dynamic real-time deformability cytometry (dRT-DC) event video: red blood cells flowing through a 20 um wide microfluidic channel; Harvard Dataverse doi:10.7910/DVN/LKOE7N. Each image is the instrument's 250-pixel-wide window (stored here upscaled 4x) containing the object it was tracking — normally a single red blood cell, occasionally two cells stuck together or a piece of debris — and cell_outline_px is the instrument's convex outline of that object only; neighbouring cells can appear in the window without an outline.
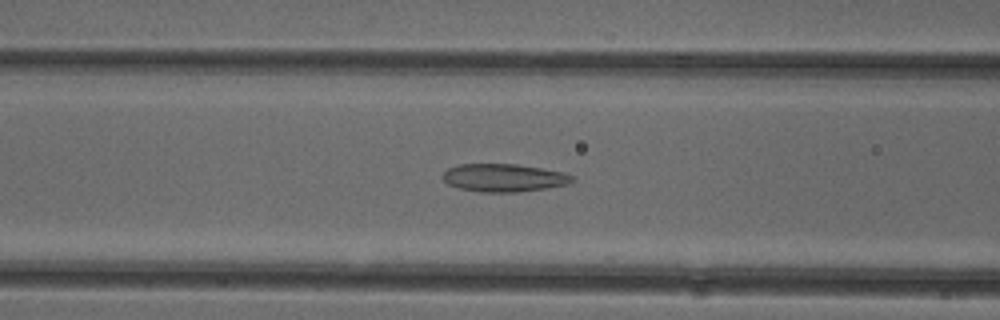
{"species": "common noctule bat (a hibernating species)", "species_latin": "Nyctalus noctula", "temperature_condition": "cold", "stored_images_in_passage": 37, "camera_frame_rate_fps": 3000, "um_per_image_px": 0.085, "animal": {"sex": "female"}, "frame": {"image": 1, "passage_image": 6, "time_ms": 1.667, "image_size_px": [1000, 320], "cell_outline_px": [[576, 180], [568, 184], [544, 188], [516, 192], [480, 192], [460, 188], [448, 184], [444, 180], [444, 172], [448, 168], [460, 164], [516, 164], [564, 172], [576, 176]], "centroid_in_image_um": [42.87, 15.11], "position_along_channel_um": 123.7, "area_um2": 20.98}}
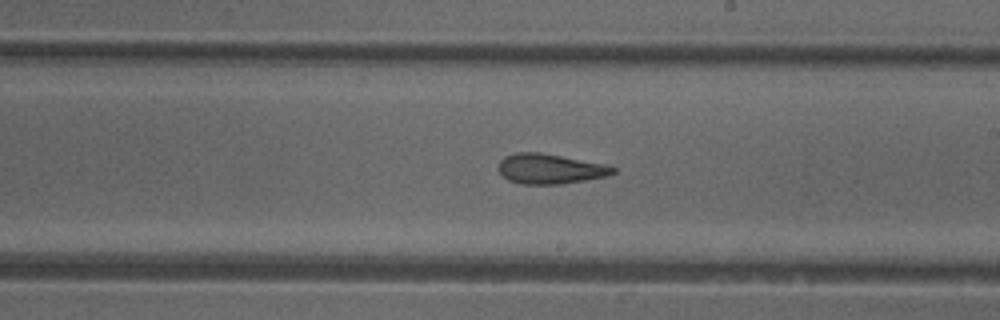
{"frame": {"image": 2, "passage_image": 15, "time_ms": 4.667, "image_size_px": [1000, 320], "cell_outline_px": [[616, 172], [608, 176], [560, 184], [520, 184], [508, 180], [496, 168], [500, 160], [504, 156], [516, 152], [540, 152], [604, 164], [616, 168]], "centroid_in_image_um": [46.71, 14.35], "position_along_channel_um": 242.3, "area_um2": 20.06}}
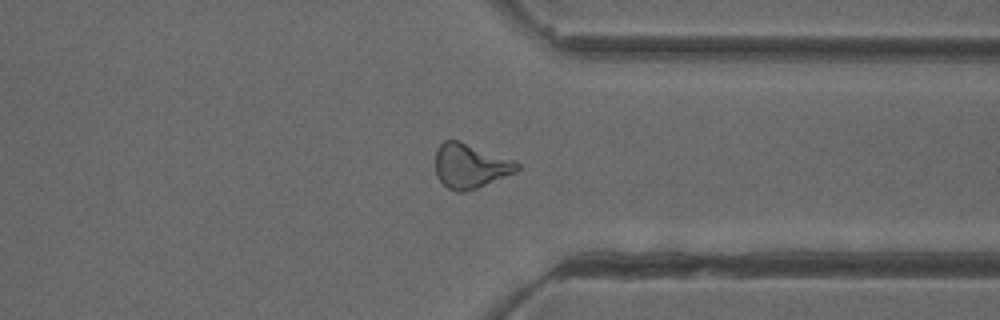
{"frame": {"image": 3, "passage_image": 25, "time_ms": 8.0, "image_size_px": [1000, 320], "cell_outline_px": [[520, 168], [516, 172], [476, 188], [464, 192], [456, 192], [448, 188], [440, 180], [436, 172], [436, 152], [440, 144], [444, 140], [460, 140], [512, 160], [520, 164]], "centroid_in_image_um": [39.96, 14.1], "position_along_channel_um": 371.4, "area_um2": 20.92}, "authors_computed_cell_mechanics": {"area_um2": 20.3456, "velocity_mm_per_s": 3.941, "shape_relaxation_time_tau1_ms": null, "shape_relaxation_time_tau2_ms": 2.3509, "deformation_change_tau1": null, "deformation_change_tau2": 0.0974}}